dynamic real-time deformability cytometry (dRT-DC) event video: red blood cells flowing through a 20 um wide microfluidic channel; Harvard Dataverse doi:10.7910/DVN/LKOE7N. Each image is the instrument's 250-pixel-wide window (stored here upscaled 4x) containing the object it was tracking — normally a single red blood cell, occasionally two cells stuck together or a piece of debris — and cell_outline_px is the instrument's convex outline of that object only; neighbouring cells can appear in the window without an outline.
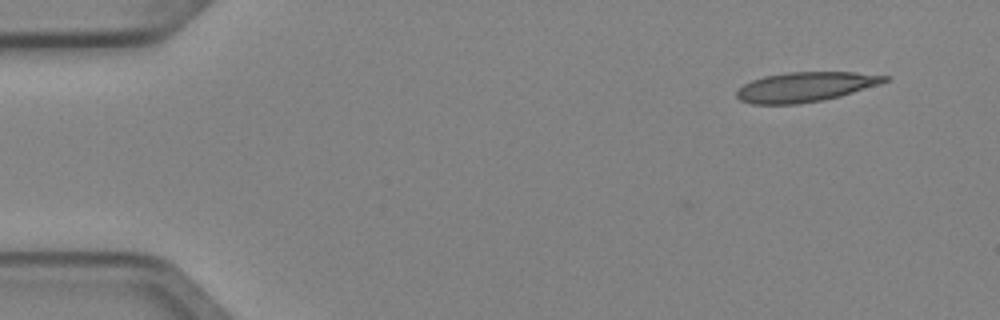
{"species": "Egyptian fruit bat (a non-hibernating species)", "species_latin": "Rousettus aegyptiacus", "temperature_condition": "cold", "stored_images_in_passage": 5, "camera_frame_rate_fps": 3000, "um_per_image_px": 0.085, "animal": {"sex": "female"}, "frame": {"image": 1, "passage_image": 1, "time_ms": 0.0, "image_size_px": [1000, 320], "cell_outline_px": [[892, 76], [888, 80], [880, 84], [840, 96], [824, 100], [796, 104], [752, 104], [740, 100], [736, 96], [736, 92], [744, 84], [752, 80], [764, 76], [788, 72], [852, 72]], "centroid_in_image_um": [68.47, 7.38], "position_along_channel_um": 16.5, "area_um2": 25.61}}
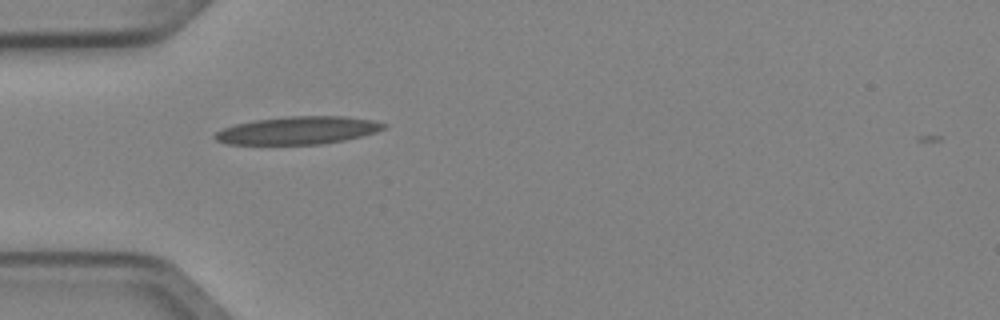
{"frame": {"image": 2, "passage_image": 4, "time_ms": 1.0, "image_size_px": [1000, 320], "cell_outline_px": [[388, 124], [384, 128], [376, 132], [344, 140], [324, 144], [224, 144], [216, 140], [212, 136], [216, 132], [224, 128], [236, 124], [256, 120], [288, 116], [344, 116], [372, 120]], "centroid_in_image_um": [25.31, 11.08], "position_along_channel_um": 59.7, "area_um2": 27.22}}
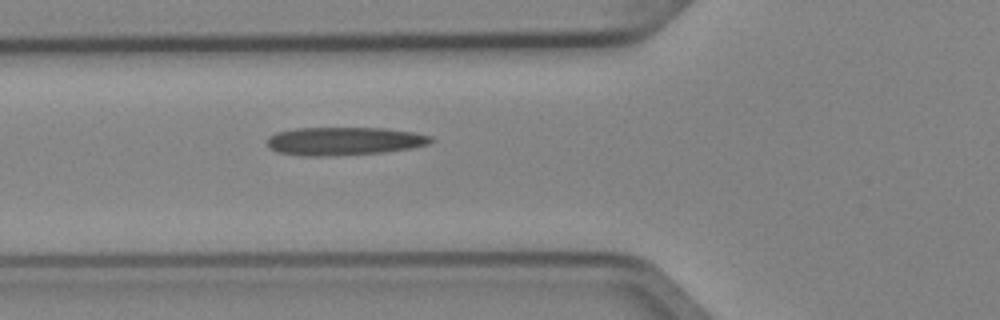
{"frame": {"image": 3, "passage_image": 5, "time_ms": 1.333, "image_size_px": [1000, 320], "cell_outline_px": [[436, 140], [428, 144], [412, 148], [384, 152], [332, 156], [300, 156], [280, 152], [268, 148], [268, 136], [276, 132], [296, 128], [384, 128], [412, 132], [432, 136]], "centroid_in_image_um": [29.26, 12.0], "position_along_channel_um": 96.5, "area_um2": 27.05}}